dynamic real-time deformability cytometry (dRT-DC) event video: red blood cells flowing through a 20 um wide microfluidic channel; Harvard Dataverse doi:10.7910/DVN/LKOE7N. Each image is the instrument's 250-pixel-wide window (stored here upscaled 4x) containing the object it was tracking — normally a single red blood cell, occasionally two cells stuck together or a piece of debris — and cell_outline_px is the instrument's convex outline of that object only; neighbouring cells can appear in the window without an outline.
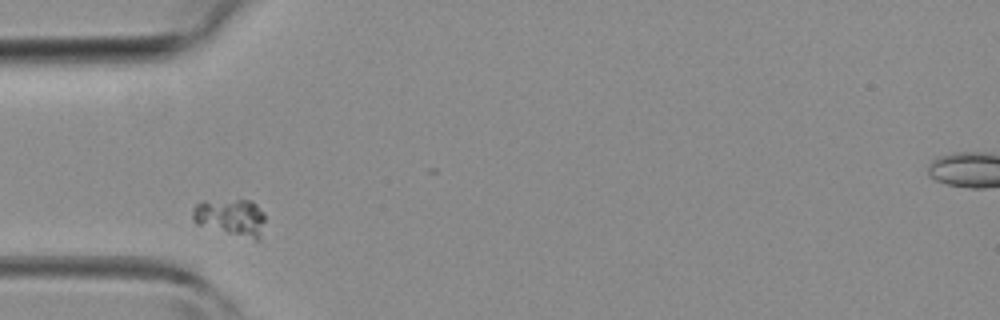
{"species": "common noctule bat (a hibernating species)", "species_latin": "Nyctalus noctula", "temperature_condition": "room temperature", "stored_images_in_passage": 24, "camera_frame_rate_fps": 3000, "um_per_image_px": 0.085, "animal": {"sex": "female", "body_mass_g": 19.3, "forearm_length_mm": 54.1}, "frame": {"image": 1, "passage_image": 1, "time_ms": 0.0, "image_size_px": [1000, 320], "cell_outline_px": [[264, 220], [260, 240], [252, 240], [196, 224], [192, 220], [192, 208], [196, 204], [204, 200], [252, 200], [264, 212]], "centroid_in_image_um": [19.61, 18.47], "position_along_channel_um": 65.4, "area_um2": 15.95}}
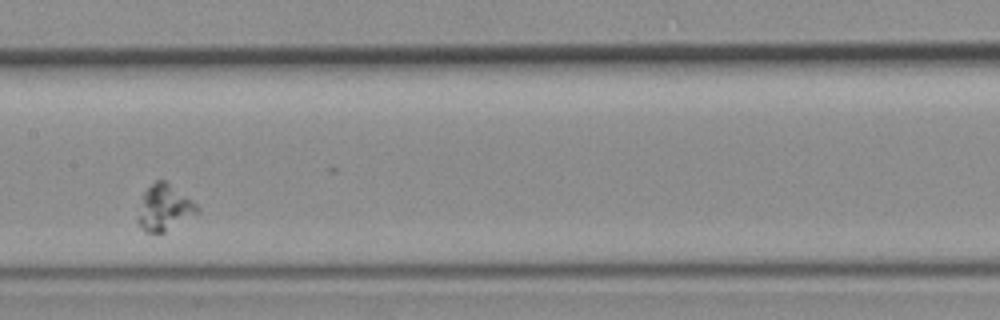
{"frame": {"image": 2, "passage_image": 10, "time_ms": 3.0, "image_size_px": [1000, 320], "cell_outline_px": [[200, 212], [164, 232], [144, 232], [136, 220], [144, 192], [156, 180], [164, 180], [196, 204], [200, 208]], "centroid_in_image_um": [13.96, 17.68], "position_along_channel_um": 193.4, "area_um2": 15.55}}
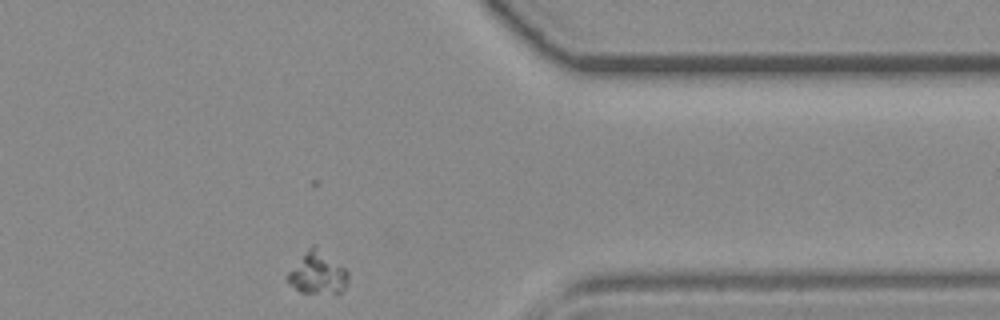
{"frame": {"image": 3, "passage_image": 24, "time_ms": 7.667, "image_size_px": [1000, 320], "cell_outline_px": [[348, 284], [340, 292], [300, 292], [288, 280], [288, 272], [308, 248], [312, 244], [316, 244], [344, 268], [348, 272]], "centroid_in_image_um": [27.02, 23.17], "position_along_channel_um": 384.4, "area_um2": 14.51}}